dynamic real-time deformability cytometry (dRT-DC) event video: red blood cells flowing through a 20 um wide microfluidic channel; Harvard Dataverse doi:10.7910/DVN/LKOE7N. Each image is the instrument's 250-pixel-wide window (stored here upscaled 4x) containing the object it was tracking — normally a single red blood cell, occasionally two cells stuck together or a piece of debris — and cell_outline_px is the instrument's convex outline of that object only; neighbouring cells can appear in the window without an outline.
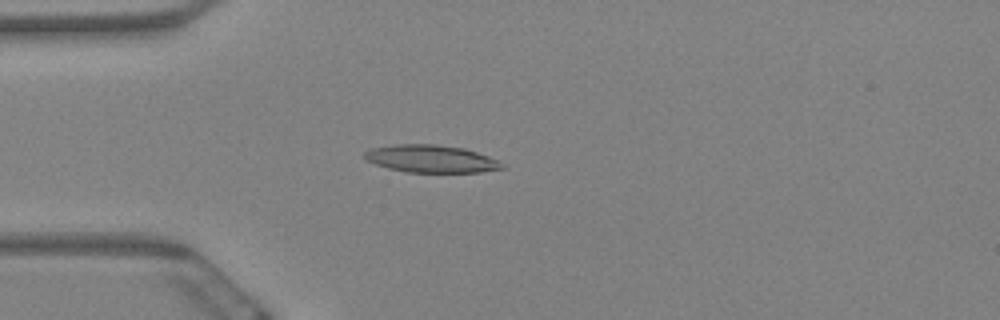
{"species": "Egyptian fruit bat (a non-hibernating species)", "species_latin": "Rousettus aegyptiacus", "temperature_condition": "warm", "stored_images_in_passage": 9, "camera_frame_rate_fps": 3000, "um_per_image_px": 0.085, "animal": {"sex": "female"}, "frame": {"image": 1, "passage_image": 4, "time_ms": 1.0, "image_size_px": [1000, 320], "cell_outline_px": [[504, 168], [480, 172], [404, 172], [388, 168], [376, 164], [368, 160], [364, 156], [364, 152], [372, 148], [396, 144], [436, 144], [464, 148], [488, 156], [504, 164]], "centroid_in_image_um": [36.64, 13.49], "position_along_channel_um": 48.4, "area_um2": 21.91}}
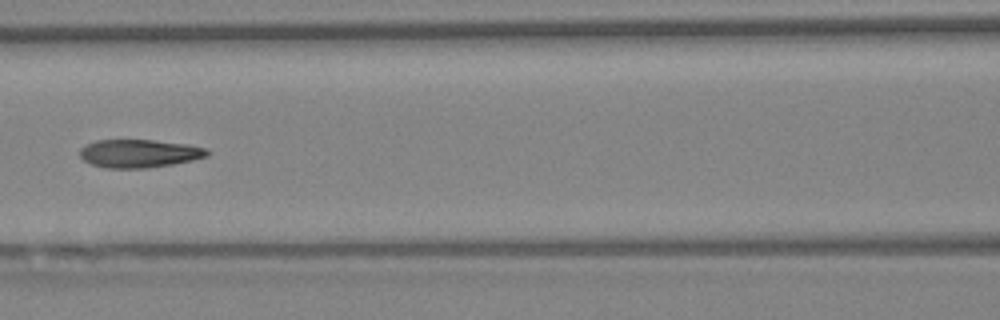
{"frame": {"image": 2, "passage_image": 7, "time_ms": 2.0, "image_size_px": [1000, 320], "cell_outline_px": [[212, 152], [208, 156], [192, 160], [172, 164], [148, 168], [104, 168], [92, 164], [84, 160], [80, 156], [80, 148], [96, 140], [152, 140], [188, 144], [208, 148]], "centroid_in_image_um": [11.88, 13.04], "position_along_channel_um": 154.7, "area_um2": 20.98}}
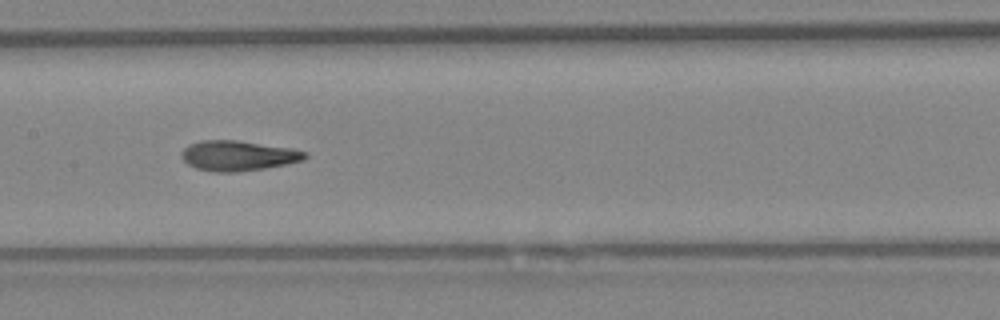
{"frame": {"image": 3, "passage_image": 8, "time_ms": 2.333, "image_size_px": [1000, 320], "cell_outline_px": [[308, 156], [304, 160], [264, 168], [236, 172], [216, 172], [196, 168], [188, 164], [180, 156], [180, 152], [188, 144], [200, 140], [236, 140], [292, 148], [308, 152]], "centroid_in_image_um": [20.22, 13.22], "position_along_channel_um": 187.2, "area_um2": 21.73}}